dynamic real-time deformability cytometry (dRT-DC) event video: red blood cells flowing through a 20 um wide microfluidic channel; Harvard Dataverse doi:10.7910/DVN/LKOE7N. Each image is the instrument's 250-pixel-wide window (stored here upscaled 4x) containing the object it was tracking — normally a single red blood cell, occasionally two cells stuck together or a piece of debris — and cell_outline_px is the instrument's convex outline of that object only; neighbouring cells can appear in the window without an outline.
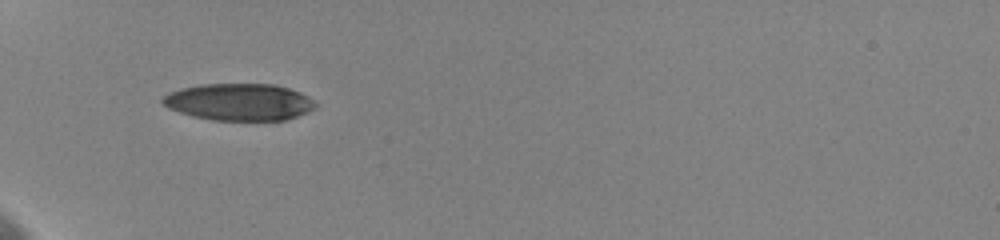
{"species": "human", "species_latin": "Homo sapiens", "temperature_condition": "cold", "stored_images_in_passage": 43, "camera_frame_rate_fps": 3000, "um_per_image_px": 0.085, "donor": {"sex": "female"}, "frame": {"image": 1, "passage_image": 1, "time_ms": 0.0, "image_size_px": [1000, 240], "cell_outline_px": [[316, 108], [308, 112], [284, 120], [212, 120], [192, 116], [168, 108], [160, 100], [164, 96], [172, 92], [184, 88], [200, 84], [276, 84], [300, 92], [308, 96], [316, 104]], "centroid_in_image_um": [20.35, 8.67], "position_along_channel_um": 64.6, "area_um2": 32.77}}
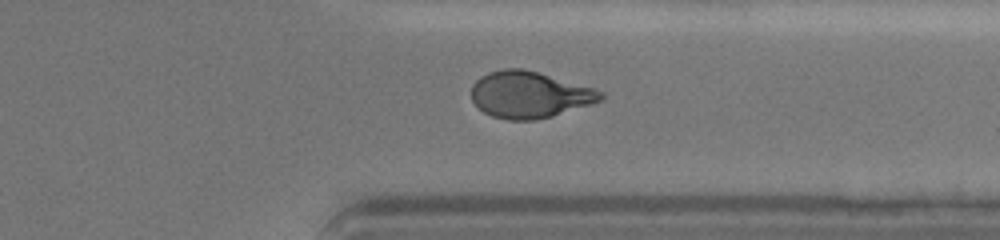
{"frame": {"image": 2, "passage_image": 29, "time_ms": 8.667, "image_size_px": [1000, 240], "cell_outline_px": [[604, 100], [552, 116], [532, 120], [508, 120], [492, 116], [484, 112], [472, 100], [472, 84], [480, 76], [488, 72], [504, 68], [520, 68], [536, 72], [596, 88], [604, 92]], "centroid_in_image_um": [45.02, 8.04], "position_along_channel_um": 366.4, "area_um2": 35.03}}
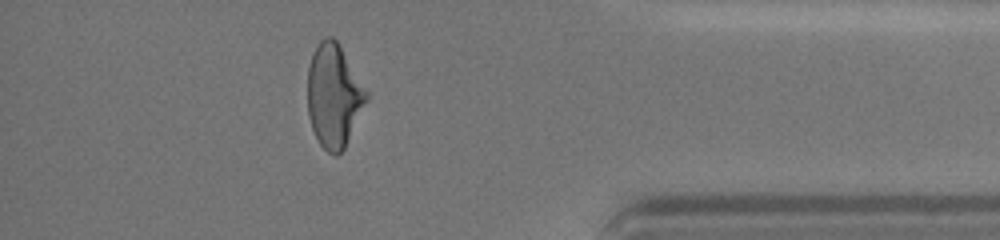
{"frame": {"image": 3, "passage_image": 33, "time_ms": 10.333, "image_size_px": [1000, 240], "cell_outline_px": [[368, 100], [344, 148], [336, 156], [328, 152], [320, 144], [312, 128], [308, 116], [308, 68], [312, 56], [320, 40], [324, 36], [332, 36], [340, 44], [368, 92]], "centroid_in_image_um": [28.38, 8.12], "position_along_channel_um": 406.8, "area_um2": 35.32}, "authors_computed_cell_mechanics": {"area_um2": 35.3736, "velocity_mm_per_s": 3.6336, "shape_relaxation_time_tau1_ms": 4.4508, "shape_relaxation_time_tau2_ms": 1.8173, "deformation_change_tau1": 0.1728, "deformation_change_tau2": 0.0713}}